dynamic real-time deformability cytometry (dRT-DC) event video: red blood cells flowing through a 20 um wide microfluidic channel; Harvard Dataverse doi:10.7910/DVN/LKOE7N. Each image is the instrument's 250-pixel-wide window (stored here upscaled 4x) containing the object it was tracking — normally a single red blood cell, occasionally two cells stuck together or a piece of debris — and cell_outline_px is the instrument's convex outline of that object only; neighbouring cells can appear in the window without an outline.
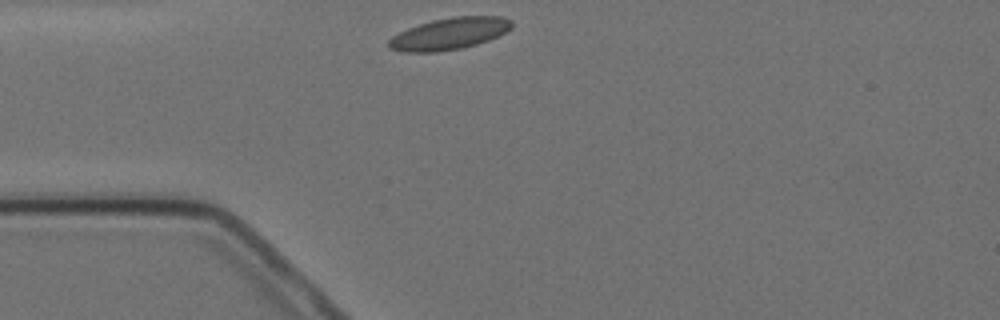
{"species": "Egyptian fruit bat (a non-hibernating species)", "species_latin": "Rousettus aegyptiacus", "temperature_condition": "cold", "stored_images_in_passage": 3, "camera_frame_rate_fps": 3000, "um_per_image_px": 0.085, "animal": {"sex": "female"}, "frame": {"image": 1, "passage_image": 1, "time_ms": 0.0, "image_size_px": [1000, 320], "cell_outline_px": [[512, 28], [488, 40], [476, 44], [460, 48], [436, 52], [404, 52], [388, 48], [388, 40], [392, 36], [408, 28], [432, 20], [452, 16], [500, 16], [512, 20]], "centroid_in_image_um": [38.18, 2.86], "position_along_channel_um": 46.8, "area_um2": 22.66}}
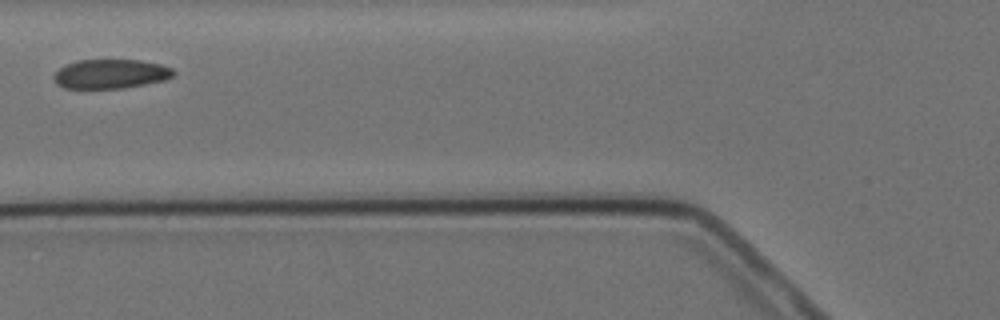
{"frame": {"image": 2, "passage_image": 3, "time_ms": 2.333, "image_size_px": [1000, 320], "cell_outline_px": [[176, 76], [164, 80], [124, 88], [64, 88], [56, 84], [52, 76], [64, 64], [76, 60], [140, 60], [160, 64], [172, 68], [176, 72]], "centroid_in_image_um": [9.4, 6.28], "position_along_channel_um": 116.4, "area_um2": 20.58}}